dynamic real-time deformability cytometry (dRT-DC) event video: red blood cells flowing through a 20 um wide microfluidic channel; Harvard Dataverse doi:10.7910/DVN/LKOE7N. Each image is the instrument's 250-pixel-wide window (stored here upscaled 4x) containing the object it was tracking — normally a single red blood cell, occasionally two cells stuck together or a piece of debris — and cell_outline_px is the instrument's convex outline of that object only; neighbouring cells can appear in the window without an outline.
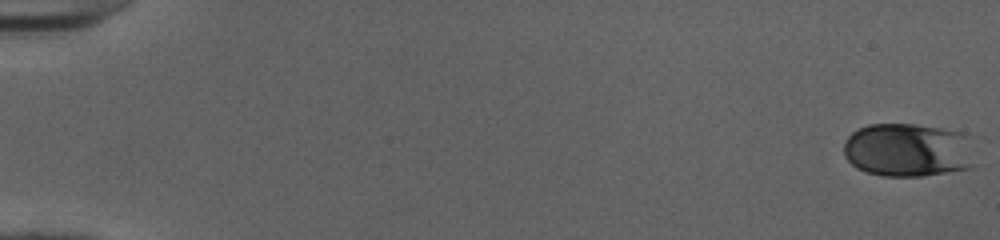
{"species": "human", "species_latin": "Homo sapiens", "temperature_condition": "cold", "stored_images_in_passage": 52, "camera_frame_rate_fps": 3000, "um_per_image_px": 0.085, "donor": {"sex": "female"}, "frame": {"image": 1, "passage_image": 1, "time_ms": 0.0, "image_size_px": [1000, 240], "cell_outline_px": [[972, 168], [920, 176], [880, 176], [856, 168], [844, 156], [844, 140], [852, 132], [868, 124], [912, 124], [940, 128], [960, 132], [964, 136], [972, 164]], "centroid_in_image_um": [77.06, 12.76], "position_along_channel_um": 7.9, "area_um2": 40.46}}
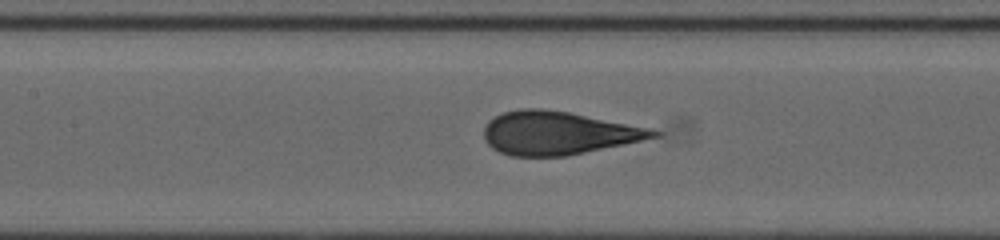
{"frame": {"image": 2, "passage_image": 26, "time_ms": 8.333, "image_size_px": [1000, 240], "cell_outline_px": [[660, 136], [584, 152], [564, 156], [512, 156], [500, 152], [492, 148], [484, 140], [484, 128], [488, 120], [504, 112], [520, 108], [540, 108], [568, 112], [652, 128], [660, 132]], "centroid_in_image_um": [47.4, 11.3], "position_along_channel_um": 160.0, "area_um2": 42.37}}
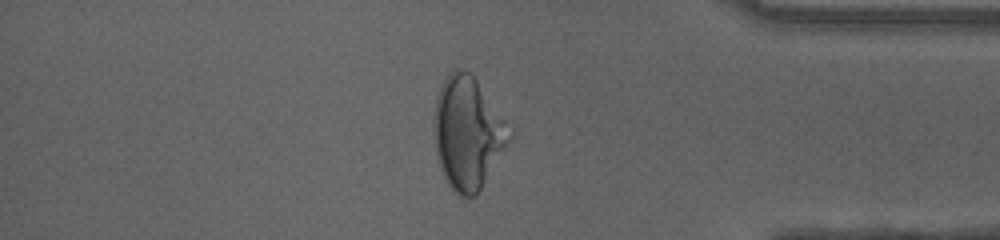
{"frame": {"image": 3, "passage_image": 45, "time_ms": 14.667, "image_size_px": [1000, 240], "cell_outline_px": [[512, 136], [480, 188], [472, 196], [460, 196], [448, 184], [444, 176], [436, 156], [432, 132], [432, 128], [436, 100], [440, 88], [448, 72], [456, 68], [468, 72], [476, 80], [504, 120], [512, 132]], "centroid_in_image_um": [39.69, 11.28], "position_along_channel_um": 395.5, "area_um2": 48.32}, "authors_computed_cell_mechanics": {"area_um2": 42.6275, "velocity_mm_per_s": 4.018, "shape_relaxation_time_tau1_ms": 6.6936, "shape_relaxation_time_tau2_ms": null, "deformation_change_tau1": 0.2157, "deformation_change_tau2": null}}